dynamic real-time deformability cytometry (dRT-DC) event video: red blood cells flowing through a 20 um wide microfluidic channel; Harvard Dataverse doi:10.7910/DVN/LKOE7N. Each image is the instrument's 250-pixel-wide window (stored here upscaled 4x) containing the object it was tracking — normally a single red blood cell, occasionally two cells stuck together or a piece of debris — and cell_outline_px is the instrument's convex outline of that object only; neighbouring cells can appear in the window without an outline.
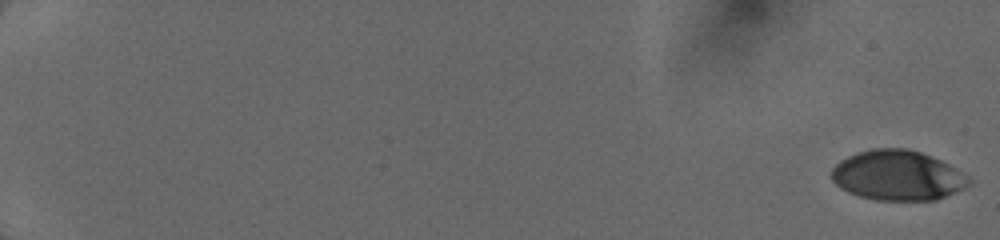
{"species": "human", "species_latin": "Homo sapiens", "temperature_condition": "cold", "stored_images_in_passage": 12, "camera_frame_rate_fps": 3000, "um_per_image_px": 0.085, "donor": {"sex": "female"}, "frame": {"image": 1, "passage_image": 1, "time_ms": 0.0, "image_size_px": [1000, 240], "cell_outline_px": [[968, 184], [936, 200], [876, 200], [860, 196], [848, 192], [840, 188], [832, 180], [832, 168], [840, 160], [856, 152], [872, 148], [908, 148], [920, 152], [940, 160], [956, 168], [968, 180]], "centroid_in_image_um": [76.21, 14.9], "position_along_channel_um": 8.8, "area_um2": 39.48}}
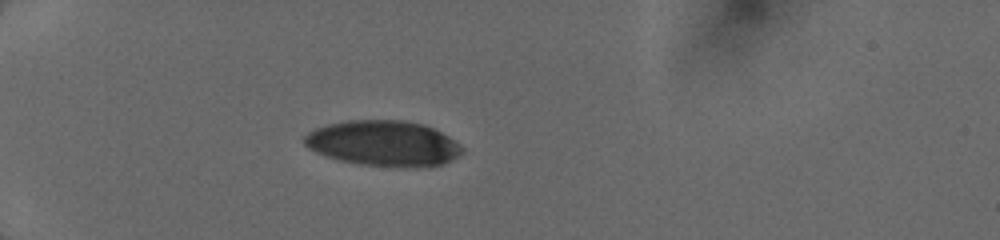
{"frame": {"image": 2, "passage_image": 7, "time_ms": 5.667, "image_size_px": [1000, 240], "cell_outline_px": [[464, 148], [456, 156], [444, 164], [416, 168], [412, 168], [360, 164], [340, 160], [324, 156], [308, 148], [304, 144], [304, 136], [308, 132], [316, 128], [328, 124], [348, 120], [404, 120], [424, 124], [448, 136], [460, 144]], "centroid_in_image_um": [32.58, 12.19], "position_along_channel_um": 52.4, "area_um2": 41.91}}
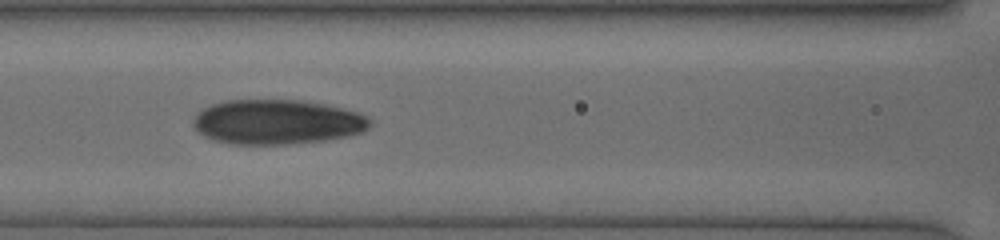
{"frame": {"image": 3, "passage_image": 11, "time_ms": 8.667, "image_size_px": [1000, 240], "cell_outline_px": [[372, 124], [364, 132], [324, 140], [288, 144], [228, 144], [212, 140], [196, 132], [192, 124], [192, 120], [196, 112], [212, 104], [224, 100], [300, 100], [324, 104], [356, 112], [372, 120]], "centroid_in_image_um": [23.48, 10.37], "position_along_channel_um": 143.1, "area_um2": 46.24}}